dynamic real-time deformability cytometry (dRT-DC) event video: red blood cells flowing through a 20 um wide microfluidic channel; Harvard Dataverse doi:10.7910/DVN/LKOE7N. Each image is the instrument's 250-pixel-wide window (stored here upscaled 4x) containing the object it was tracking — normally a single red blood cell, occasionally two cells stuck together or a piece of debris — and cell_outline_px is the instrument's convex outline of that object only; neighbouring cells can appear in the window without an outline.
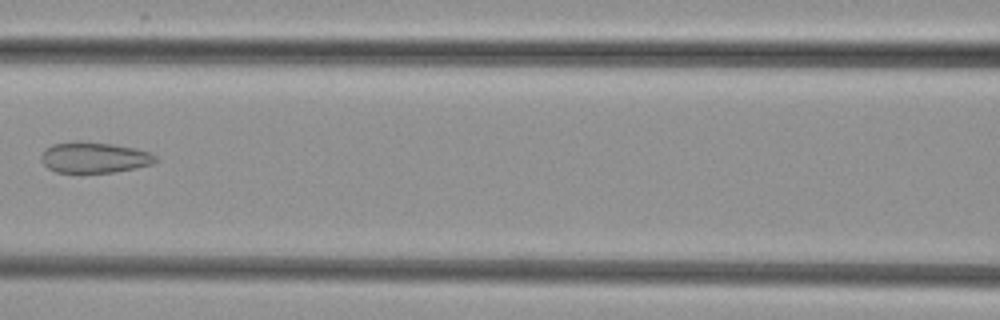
{"species": "common noctule bat (a hibernating species)", "species_latin": "Nyctalus noctula", "temperature_condition": "cold", "stored_images_in_passage": 7, "camera_frame_rate_fps": 3000, "um_per_image_px": 0.085, "animal": {"sex": "female", "body_mass_g": 29.2, "forearm_length_mm": 56.3}, "frame": {"image": 1, "passage_image": 6, "time_ms": 6.0, "image_size_px": [1000, 320], "cell_outline_px": [[160, 160], [152, 164], [136, 168], [116, 172], [56, 172], [48, 168], [40, 160], [40, 156], [44, 148], [52, 144], [72, 140], [76, 140], [112, 144], [136, 148], [148, 152], [156, 156]], "centroid_in_image_um": [7.99, 13.37], "position_along_channel_um": 158.6, "area_um2": 20.87}}
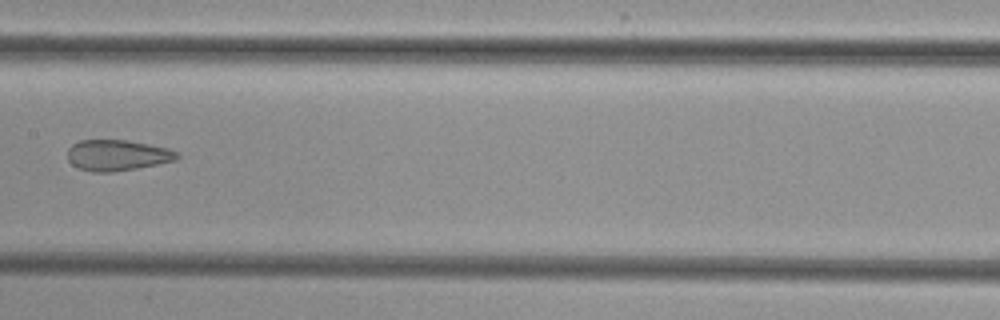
{"frame": {"image": 2, "passage_image": 7, "time_ms": 7.0, "image_size_px": [1000, 320], "cell_outline_px": [[180, 156], [176, 160], [136, 168], [112, 172], [92, 172], [80, 168], [72, 164], [68, 160], [68, 148], [72, 144], [80, 140], [128, 140], [168, 148], [176, 152]], "centroid_in_image_um": [9.95, 13.19], "position_along_channel_um": 197.4, "area_um2": 19.59}}